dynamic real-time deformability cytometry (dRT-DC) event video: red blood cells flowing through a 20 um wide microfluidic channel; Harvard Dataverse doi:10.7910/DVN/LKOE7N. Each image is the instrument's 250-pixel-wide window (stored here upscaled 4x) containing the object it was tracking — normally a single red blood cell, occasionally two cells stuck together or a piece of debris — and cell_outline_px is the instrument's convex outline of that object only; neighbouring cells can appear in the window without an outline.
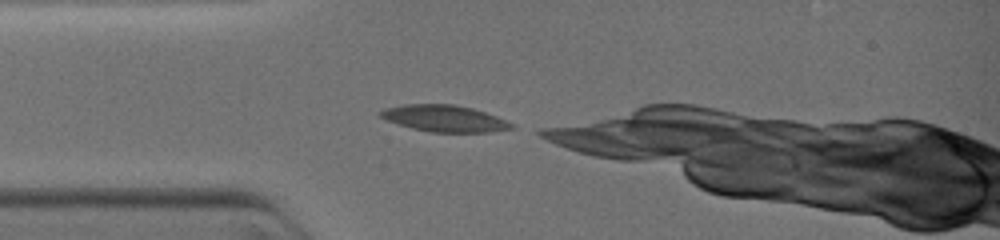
{"species": "common noctule bat (a hibernating species)", "species_latin": "Nyctalus noctula", "temperature_condition": "warm", "stored_images_in_passage": 6, "camera_frame_rate_fps": 3000, "um_per_image_px": 0.085, "animal": {"sex": "female", "body_mass_g": 19.0, "forearm_length_mm": 51.5}, "frame": {"image": 1, "passage_image": 1, "time_ms": 0.0, "image_size_px": [1000, 240], "cell_outline_px": [[516, 128], [488, 132], [432, 132], [412, 128], [388, 120], [380, 116], [376, 112], [384, 108], [404, 104], [456, 104], [472, 108], [496, 116], [512, 124]], "centroid_in_image_um": [37.75, 10.06], "position_along_channel_um": 47.2, "area_um2": 20.17}}
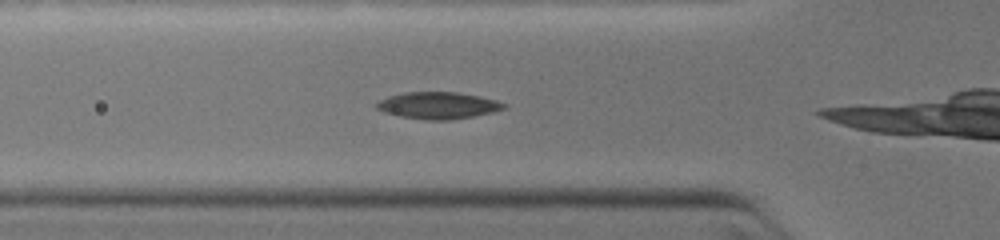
{"frame": {"image": 2, "passage_image": 3, "time_ms": 1.0, "image_size_px": [1000, 240], "cell_outline_px": [[508, 104], [504, 108], [492, 112], [472, 116], [448, 120], [428, 120], [400, 116], [384, 112], [376, 108], [376, 104], [380, 100], [388, 96], [404, 92], [456, 92], [480, 96], [496, 100]], "centroid_in_image_um": [37.23, 8.95], "position_along_channel_um": 88.6, "area_um2": 19.77}}
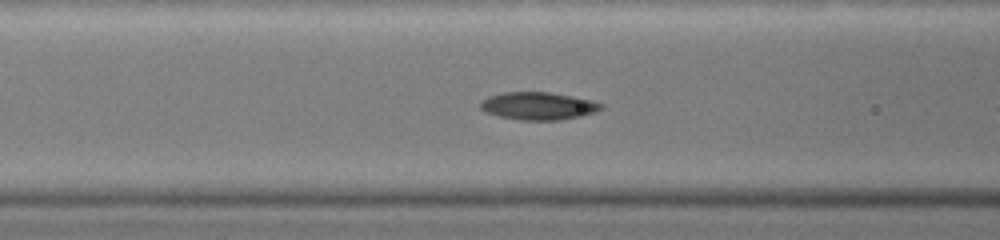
{"frame": {"image": 3, "passage_image": 5, "time_ms": 1.667, "image_size_px": [1000, 240], "cell_outline_px": [[604, 108], [580, 116], [560, 120], [520, 120], [500, 116], [484, 112], [480, 108], [480, 100], [488, 96], [504, 92], [548, 92], [572, 96], [592, 100], [604, 104]], "centroid_in_image_um": [45.73, 9.0], "position_along_channel_um": 120.9, "area_um2": 19.48}}